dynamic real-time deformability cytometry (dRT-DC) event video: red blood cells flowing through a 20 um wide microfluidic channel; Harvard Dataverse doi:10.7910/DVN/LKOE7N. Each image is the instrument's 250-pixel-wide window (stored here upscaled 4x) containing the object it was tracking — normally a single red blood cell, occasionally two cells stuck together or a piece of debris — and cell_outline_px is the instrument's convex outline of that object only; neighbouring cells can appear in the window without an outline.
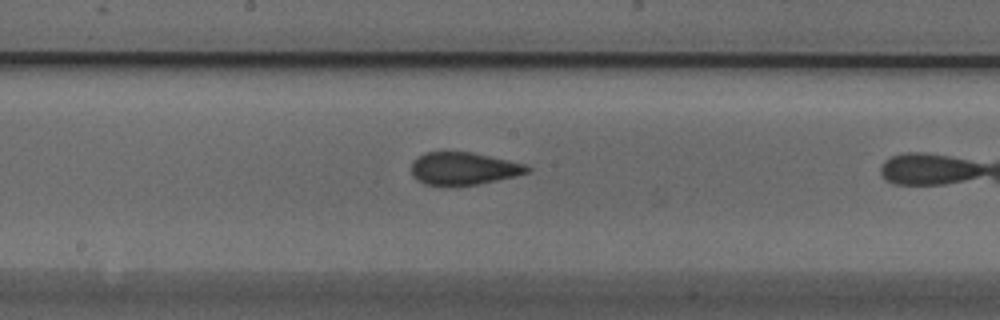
{"species": "Egyptian fruit bat (a non-hibernating species)", "species_latin": "Rousettus aegyptiacus", "temperature_condition": "cold", "stored_images_in_passage": 27, "camera_frame_rate_fps": 3000, "um_per_image_px": 0.085, "animal": {"sex": "male"}, "frame": {"image": 1, "passage_image": 17, "time_ms": 5.333, "image_size_px": [1000, 320], "cell_outline_px": [[532, 172], [480, 184], [428, 184], [416, 180], [412, 176], [412, 160], [424, 152], [472, 152], [508, 160], [524, 164], [532, 168]], "centroid_in_image_um": [39.42, 14.31], "position_along_channel_um": 208.8, "area_um2": 21.79}}
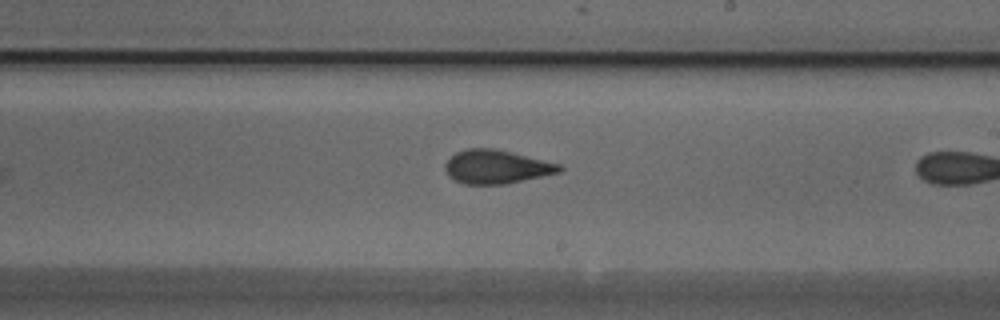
{"frame": {"image": 2, "passage_image": 20, "time_ms": 6.333, "image_size_px": [1000, 320], "cell_outline_px": [[564, 168], [560, 172], [504, 184], [464, 184], [448, 176], [444, 168], [444, 164], [456, 152], [468, 148], [492, 148], [512, 152], [560, 164]], "centroid_in_image_um": [42.18, 14.17], "position_along_channel_um": 246.8, "area_um2": 22.25}}